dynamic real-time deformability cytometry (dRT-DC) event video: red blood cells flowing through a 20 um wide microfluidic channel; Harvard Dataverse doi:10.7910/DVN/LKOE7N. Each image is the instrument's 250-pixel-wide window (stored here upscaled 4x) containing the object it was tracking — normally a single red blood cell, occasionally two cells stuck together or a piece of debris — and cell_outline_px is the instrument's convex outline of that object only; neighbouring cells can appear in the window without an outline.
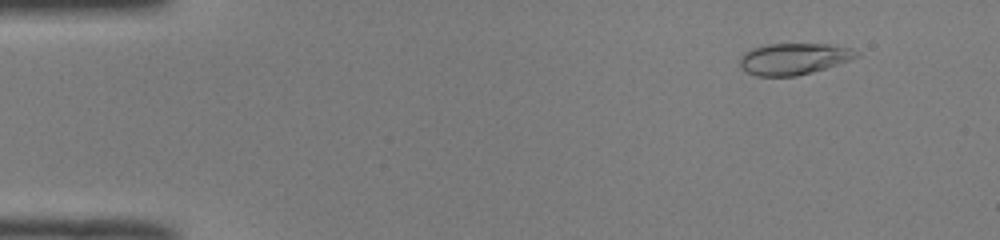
{"species": "common noctule bat (a hibernating species)", "species_latin": "Nyctalus noctula", "temperature_condition": "room temperature", "stored_images_in_passage": 42, "camera_frame_rate_fps": 3000, "um_per_image_px": 0.085, "animal": {"sex": "male", "body_mass_g": 19.0, "forearm_length_mm": 50.8}, "frame": {"image": 1, "passage_image": 6, "time_ms": 1.667, "image_size_px": [1000, 240], "cell_outline_px": [[860, 56], [812, 72], [796, 76], [756, 76], [740, 68], [740, 56], [744, 52], [752, 48], [768, 44], [832, 44], [852, 48], [860, 52]], "centroid_in_image_um": [67.46, 4.99], "position_along_channel_um": 17.5, "area_um2": 21.39}}
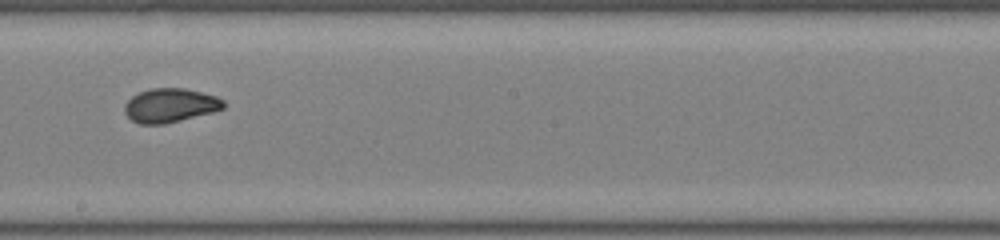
{"frame": {"image": 2, "passage_image": 21, "time_ms": 6.667, "image_size_px": [1000, 240], "cell_outline_px": [[224, 108], [216, 112], [164, 124], [140, 124], [132, 120], [124, 112], [124, 104], [132, 96], [140, 92], [152, 88], [184, 88], [216, 96], [224, 100]], "centroid_in_image_um": [14.48, 8.96], "position_along_channel_um": 233.7, "area_um2": 19.65}}
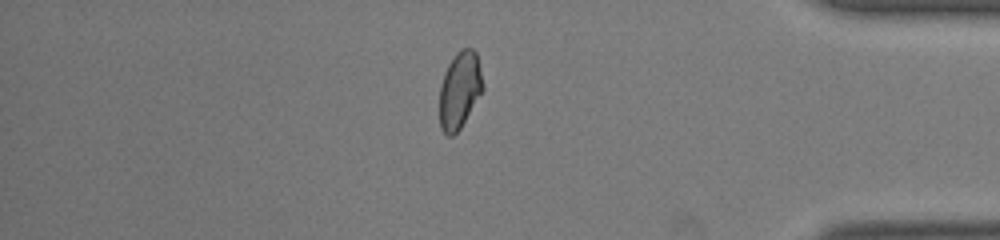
{"frame": {"image": 3, "passage_image": 35, "time_ms": 11.333, "image_size_px": [1000, 240], "cell_outline_px": [[484, 88], [460, 128], [452, 136], [448, 136], [440, 128], [440, 84], [444, 72], [448, 64], [456, 52], [460, 48], [472, 48], [476, 52], [484, 84]], "centroid_in_image_um": [39.07, 7.62], "position_along_channel_um": 396.1, "area_um2": 19.36}, "authors_computed_cell_mechanics": {"area_um2": 19.8254, "velocity_mm_per_s": 4.0847, "shape_relaxation_time_tau1_ms": 10.5901, "shape_relaxation_time_tau2_ms": 0.4665, "deformation_change_tau1": 0.2129, "deformation_change_tau2": 0.0385}}